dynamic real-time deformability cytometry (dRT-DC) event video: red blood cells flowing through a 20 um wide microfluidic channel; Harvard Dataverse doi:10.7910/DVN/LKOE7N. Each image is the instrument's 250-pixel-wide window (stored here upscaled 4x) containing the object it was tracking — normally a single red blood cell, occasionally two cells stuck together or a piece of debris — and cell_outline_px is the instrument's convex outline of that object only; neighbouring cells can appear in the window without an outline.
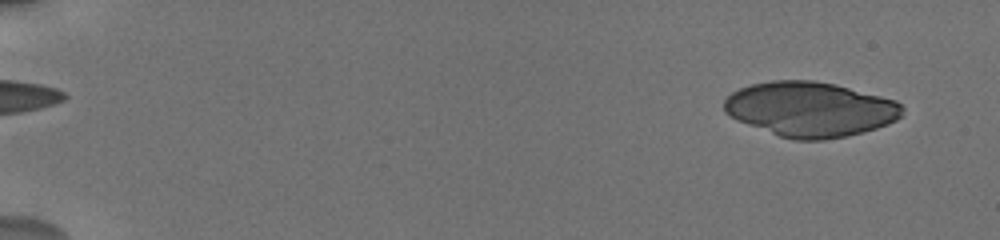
{"species": "human", "species_latin": "Homo sapiens", "temperature_condition": "cold", "stored_images_in_passage": 64, "camera_frame_rate_fps": 3000, "um_per_image_px": 0.085, "donor": {"sex": "male"}, "frame": {"image": 1, "passage_image": 3, "time_ms": 1.0, "image_size_px": [1000, 240], "cell_outline_px": [[904, 108], [900, 116], [896, 120], [888, 124], [864, 132], [848, 136], [824, 140], [796, 140], [780, 136], [736, 120], [724, 112], [724, 100], [732, 92], [740, 88], [752, 84], [772, 80], [812, 80], [836, 84], [896, 100]], "centroid_in_image_um": [68.87, 9.28], "position_along_channel_um": 16.1, "area_um2": 57.05}}
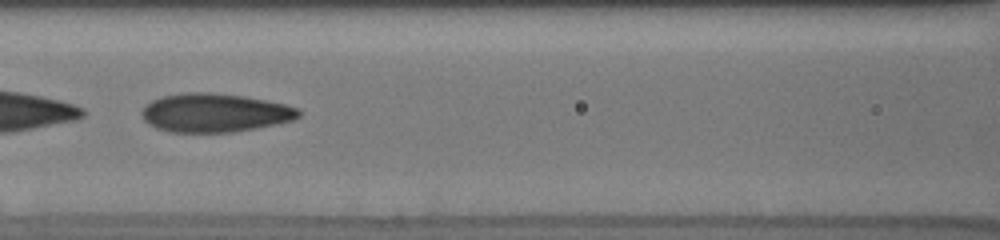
{"frame": {"image": 2, "passage_image": 37, "time_ms": 9.0, "image_size_px": [1000, 240], "cell_outline_px": [[300, 116], [292, 120], [276, 124], [256, 128], [232, 132], [168, 132], [156, 128], [148, 124], [144, 120], [140, 112], [152, 100], [164, 96], [188, 92], [212, 92], [244, 96], [284, 104], [300, 108]], "centroid_in_image_um": [18.25, 9.59], "position_along_channel_um": 148.4, "area_um2": 35.32}}
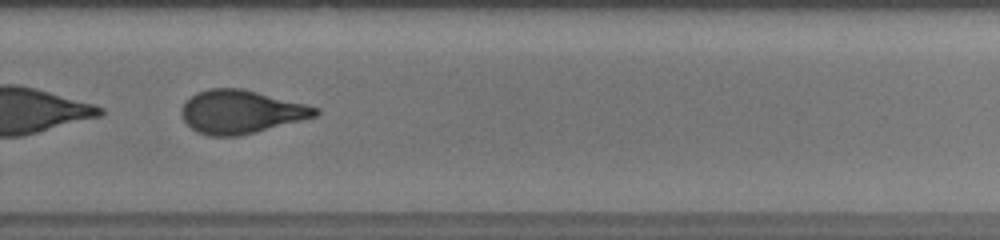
{"frame": {"image": 3, "passage_image": 49, "time_ms": 13.333, "image_size_px": [1000, 240], "cell_outline_px": [[320, 112], [316, 116], [256, 132], [236, 136], [212, 136], [196, 132], [180, 116], [180, 108], [196, 92], [208, 88], [244, 88], [320, 108]], "centroid_in_image_um": [20.46, 9.49], "position_along_channel_um": 309.3, "area_um2": 33.76}, "authors_computed_cell_mechanics": {"area_um2": 35.5181, "velocity_mm_per_s": 3.7261, "shape_relaxation_time_tau1_ms": 5.6978, "shape_relaxation_time_tau2_ms": 1.6233, "deformation_change_tau1": 0.1981, "deformation_change_tau2": 0.0731}}